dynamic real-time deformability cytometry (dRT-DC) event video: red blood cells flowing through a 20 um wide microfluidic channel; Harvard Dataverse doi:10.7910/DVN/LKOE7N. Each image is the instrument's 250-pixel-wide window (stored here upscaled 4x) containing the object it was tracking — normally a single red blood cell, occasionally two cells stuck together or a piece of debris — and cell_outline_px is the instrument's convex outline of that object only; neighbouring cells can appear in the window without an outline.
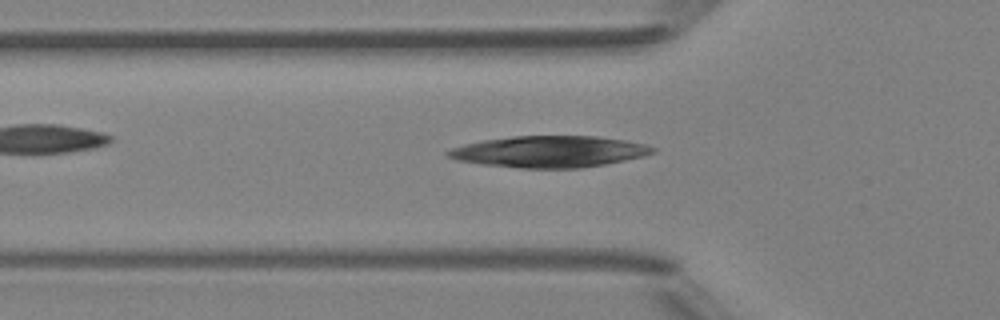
{"species": "Egyptian fruit bat (a non-hibernating species)", "species_latin": "Rousettus aegyptiacus", "temperature_condition": "room temperature", "stored_images_in_passage": 34, "camera_frame_rate_fps": 3000, "um_per_image_px": 0.085, "animal": {"sex": "female"}, "frame": {"image": 1, "passage_image": 7, "time_ms": 2.0, "image_size_px": [1000, 320], "cell_outline_px": [[656, 152], [644, 156], [604, 164], [580, 168], [520, 168], [480, 164], [456, 160], [444, 156], [444, 152], [452, 148], [464, 144], [484, 140], [512, 136], [596, 136], [624, 140], [644, 144], [656, 148]], "centroid_in_image_um": [46.65, 12.89], "position_along_channel_um": 79.2, "area_um2": 37.57}}
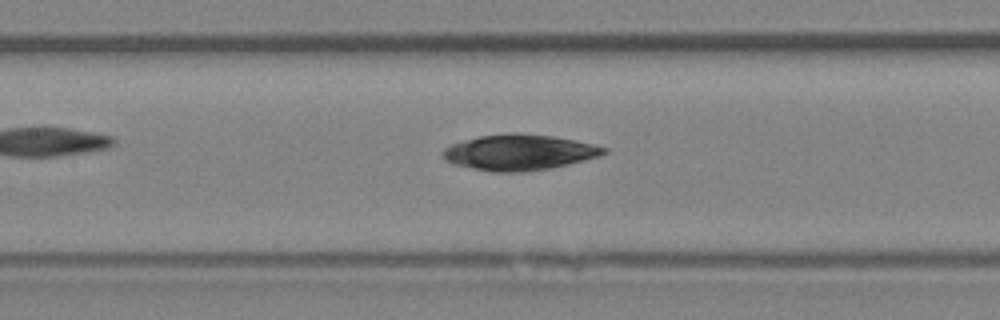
{"frame": {"image": 2, "passage_image": 13, "time_ms": 4.0, "image_size_px": [1000, 320], "cell_outline_px": [[608, 152], [600, 156], [568, 164], [548, 168], [524, 172], [492, 172], [472, 168], [456, 164], [444, 160], [444, 148], [452, 144], [464, 140], [480, 136], [512, 132], [552, 136], [576, 140], [608, 148]], "centroid_in_image_um": [44.16, 12.94], "position_along_channel_um": 163.2, "area_um2": 33.29}}
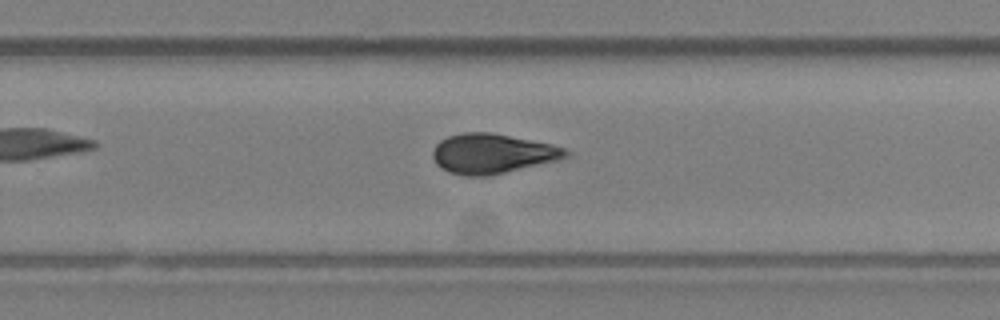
{"frame": {"image": 3, "passage_image": 22, "time_ms": 7.0, "image_size_px": [1000, 320], "cell_outline_px": [[572, 152], [568, 156], [556, 160], [504, 172], [484, 176], [468, 176], [448, 172], [436, 164], [432, 156], [432, 152], [436, 144], [440, 140], [448, 136], [464, 132], [492, 132], [552, 144], [564, 148]], "centroid_in_image_um": [41.82, 13.04], "position_along_channel_um": 288.0, "area_um2": 30.63}}